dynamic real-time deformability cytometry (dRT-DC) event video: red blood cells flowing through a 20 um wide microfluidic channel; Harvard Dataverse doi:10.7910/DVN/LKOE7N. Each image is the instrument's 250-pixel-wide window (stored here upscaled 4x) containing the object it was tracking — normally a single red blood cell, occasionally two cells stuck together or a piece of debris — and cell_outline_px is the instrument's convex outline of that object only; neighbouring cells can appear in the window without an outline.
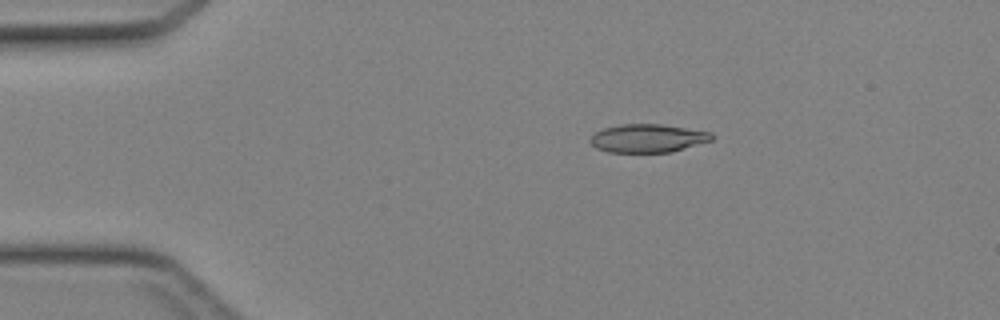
{"species": "Egyptian fruit bat (a non-hibernating species)", "species_latin": "Rousettus aegyptiacus", "temperature_condition": "cold", "stored_images_in_passage": 32, "camera_frame_rate_fps": 3000, "um_per_image_px": 0.085, "animal": {"sex": "female"}, "frame": {"image": 1, "passage_image": 1, "time_ms": 0.0, "image_size_px": [1000, 320], "cell_outline_px": [[712, 140], [672, 152], [608, 152], [596, 148], [588, 140], [596, 132], [604, 128], [620, 124], [660, 124], [712, 132]], "centroid_in_image_um": [55.04, 11.75], "position_along_channel_um": 30.0, "area_um2": 19.94}}
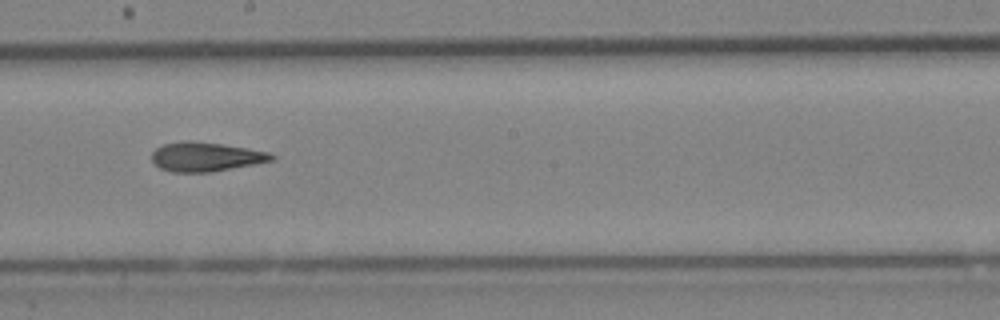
{"frame": {"image": 2, "passage_image": 18, "time_ms": 5.667, "image_size_px": [1000, 320], "cell_outline_px": [[276, 156], [272, 160], [256, 164], [212, 172], [172, 172], [160, 168], [152, 160], [152, 152], [156, 148], [164, 144], [184, 140], [192, 140], [248, 148], [268, 152]], "centroid_in_image_um": [17.48, 13.32], "position_along_channel_um": 230.7, "area_um2": 20.4}}
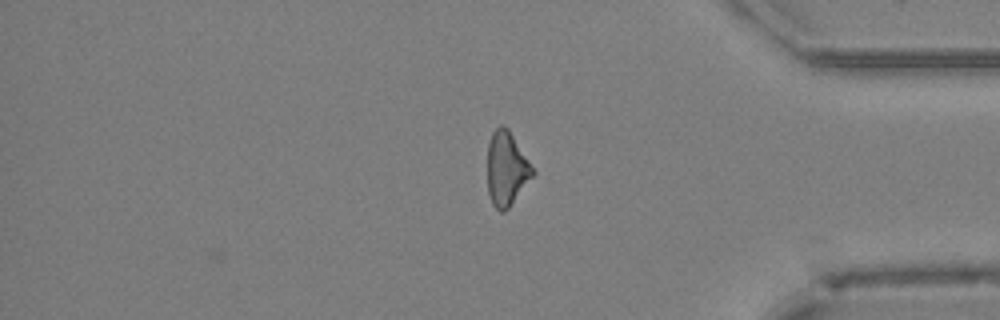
{"frame": {"image": 3, "passage_image": 30, "time_ms": 9.667, "image_size_px": [1000, 320], "cell_outline_px": [[536, 172], [508, 208], [504, 212], [500, 212], [492, 204], [488, 192], [488, 144], [492, 132], [500, 124], [504, 124], [508, 128]], "centroid_in_image_um": [43.05, 14.33], "position_along_channel_um": 392.2, "area_um2": 19.42}}